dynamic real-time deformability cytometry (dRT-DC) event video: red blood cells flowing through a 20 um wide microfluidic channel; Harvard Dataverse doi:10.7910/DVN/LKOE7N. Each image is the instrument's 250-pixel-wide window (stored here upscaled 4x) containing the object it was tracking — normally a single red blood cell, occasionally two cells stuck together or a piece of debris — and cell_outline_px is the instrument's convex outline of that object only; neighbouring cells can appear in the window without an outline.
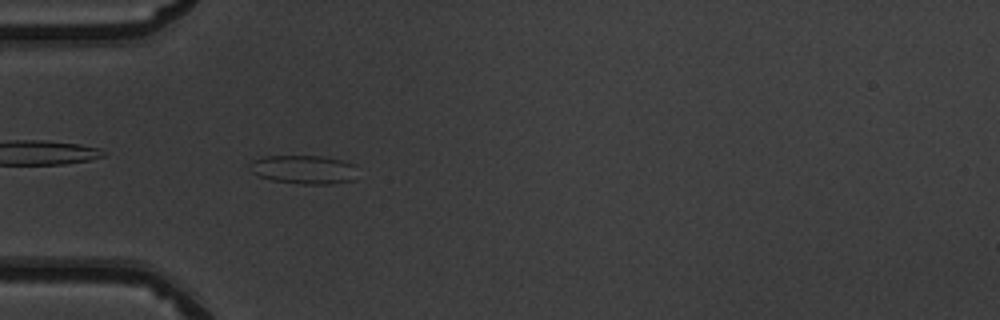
{"species": "common noctule bat (a hibernating species)", "species_latin": "Nyctalus noctula", "temperature_condition": "warm", "stored_images_in_passage": 37, "camera_frame_rate_fps": 3000, "um_per_image_px": 0.085, "animal": {"sex": "male", "body_mass_g": 19.5, "forearm_length_mm": 54.6}, "frame": {"image": 1, "passage_image": 2, "time_ms": 0.333, "image_size_px": [1000, 320], "cell_outline_px": [[356, 180], [332, 184], [300, 184], [272, 180], [260, 176], [252, 172], [248, 168], [248, 164], [252, 160], [264, 156], [324, 156], [344, 160], [356, 164]], "centroid_in_image_um": [25.86, 14.41], "position_along_channel_um": 59.1, "area_um2": 18.44}}
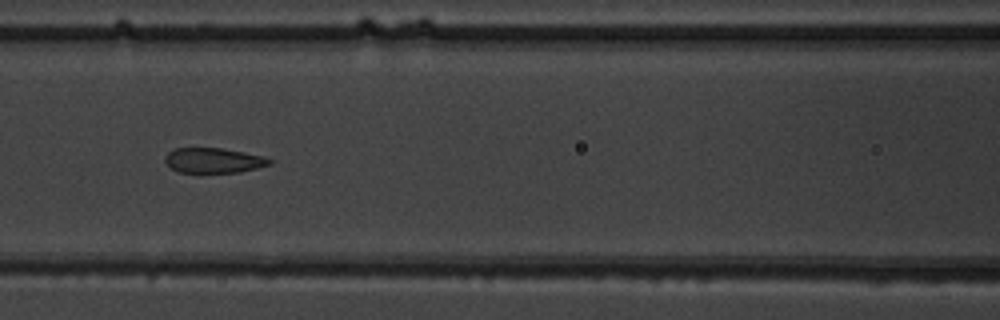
{"frame": {"image": 2, "passage_image": 9, "time_ms": 2.667, "image_size_px": [1000, 320], "cell_outline_px": [[272, 164], [240, 172], [200, 176], [180, 172], [172, 168], [164, 160], [164, 156], [168, 152], [176, 148], [220, 148], [244, 152], [264, 156], [272, 160]], "centroid_in_image_um": [18.13, 13.69], "position_along_channel_um": 148.5, "area_um2": 16.01}}
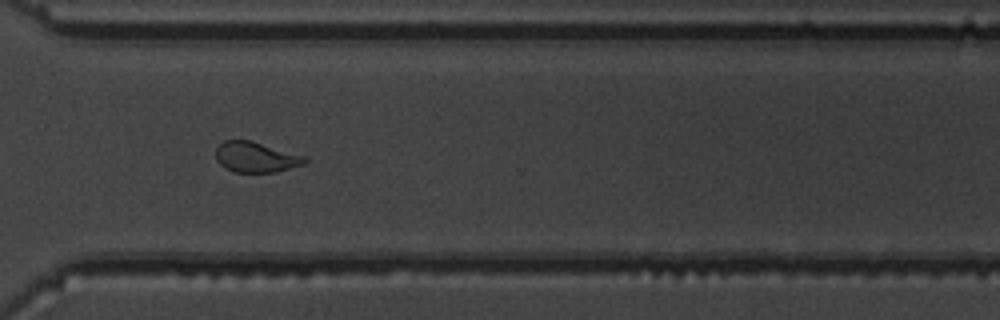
{"frame": {"image": 3, "passage_image": 24, "time_ms": 7.667, "image_size_px": [1000, 320], "cell_outline_px": [[308, 160], [304, 164], [276, 172], [236, 172], [224, 168], [216, 160], [216, 148], [224, 140], [252, 140], [304, 156]], "centroid_in_image_um": [21.73, 13.35], "position_along_channel_um": 348.9, "area_um2": 15.78}, "authors_computed_cell_mechanics": {"area_um2": 16.8776, "velocity_mm_per_s": 4.0134, "shape_relaxation_time_tau1_ms": null, "shape_relaxation_time_tau2_ms": 1.1542, "deformation_change_tau1": null, "deformation_change_tau2": 0.0618}}